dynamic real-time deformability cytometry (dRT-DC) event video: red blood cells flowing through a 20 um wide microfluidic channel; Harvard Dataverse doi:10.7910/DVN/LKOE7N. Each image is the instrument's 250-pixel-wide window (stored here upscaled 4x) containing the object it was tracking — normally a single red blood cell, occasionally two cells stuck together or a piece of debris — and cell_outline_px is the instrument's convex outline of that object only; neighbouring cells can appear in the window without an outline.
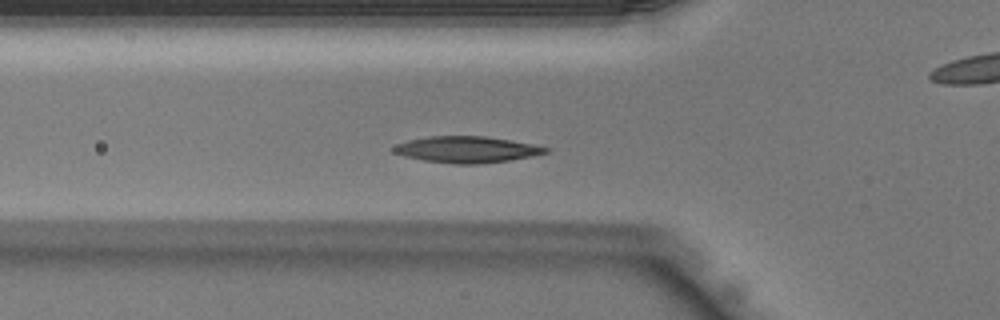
{"species": "Egyptian fruit bat (a non-hibernating species)", "species_latin": "Rousettus aegyptiacus", "temperature_condition": "warm", "stored_images_in_passage": 41, "camera_frame_rate_fps": 3000, "um_per_image_px": 0.085, "animal": {"sex": "male"}, "frame": {"image": 1, "passage_image": 12, "time_ms": 3.667, "image_size_px": [1000, 320], "cell_outline_px": [[548, 152], [508, 160], [476, 164], [452, 164], [424, 160], [404, 156], [392, 152], [392, 148], [408, 140], [428, 136], [484, 136], [532, 144], [548, 148]], "centroid_in_image_um": [39.61, 12.71], "position_along_channel_um": 86.2, "area_um2": 22.89}}
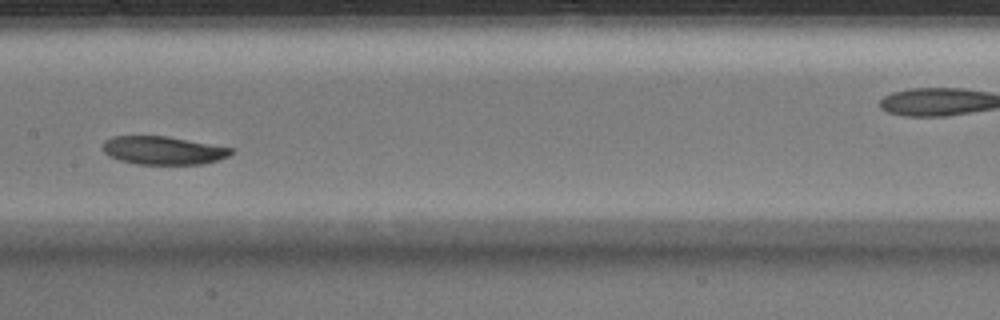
{"frame": {"image": 2, "passage_image": 19, "time_ms": 6.0, "image_size_px": [1000, 320], "cell_outline_px": [[236, 148], [228, 156], [204, 164], [136, 164], [120, 160], [108, 156], [104, 152], [104, 140], [112, 136], [168, 136]], "centroid_in_image_um": [13.89, 12.78], "position_along_channel_um": 193.5, "area_um2": 21.21}}
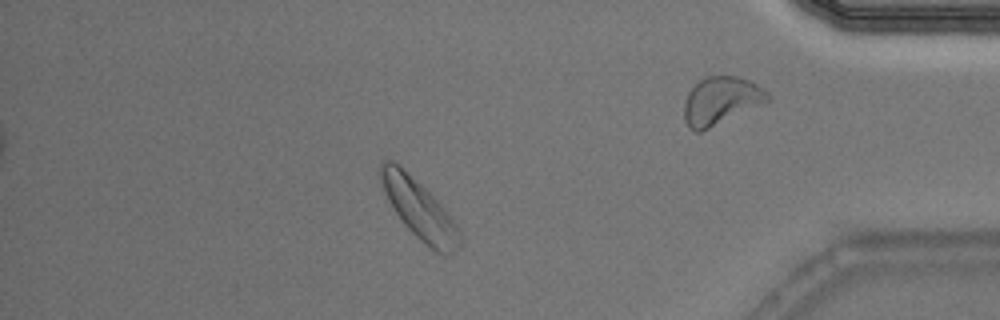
{"frame": {"image": 3, "passage_image": 35, "time_ms": 11.333, "image_size_px": [1000, 320], "cell_outline_px": [[460, 248], [448, 256], [444, 256], [436, 252], [420, 240], [404, 224], [388, 200], [380, 184], [380, 164], [384, 160], [392, 160], [424, 188], [444, 208], [456, 224], [460, 232]], "centroid_in_image_um": [35.64, 17.84], "position_along_channel_um": 399.6, "area_um2": 26.7}}